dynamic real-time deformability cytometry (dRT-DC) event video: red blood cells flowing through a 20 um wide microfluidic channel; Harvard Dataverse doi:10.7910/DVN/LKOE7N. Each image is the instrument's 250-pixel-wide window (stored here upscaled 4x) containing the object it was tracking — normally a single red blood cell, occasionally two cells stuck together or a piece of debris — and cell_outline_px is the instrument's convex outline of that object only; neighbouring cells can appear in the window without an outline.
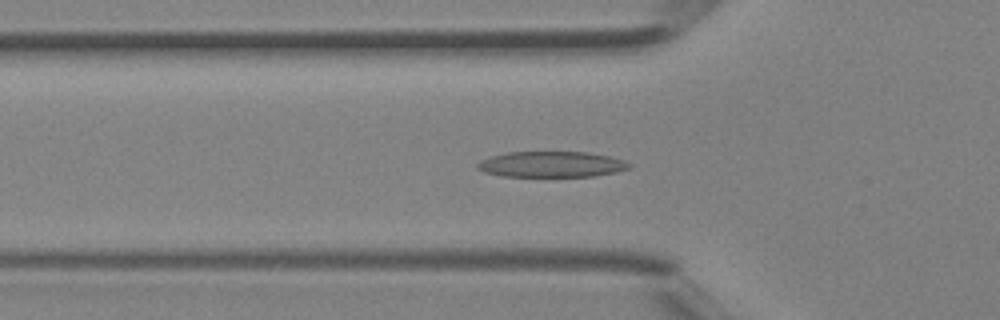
{"species": "Egyptian fruit bat (a non-hibernating species)", "species_latin": "Rousettus aegyptiacus", "temperature_condition": "room temperature", "stored_images_in_passage": 41, "camera_frame_rate_fps": 3000, "um_per_image_px": 0.085, "animal": {"sex": "female"}, "frame": {"image": 1, "passage_image": 14, "time_ms": 4.333, "image_size_px": [1000, 320], "cell_outline_px": [[632, 168], [616, 172], [592, 176], [500, 176], [484, 172], [476, 168], [476, 164], [480, 160], [492, 156], [508, 152], [588, 152], [608, 156], [624, 160], [632, 164]], "centroid_in_image_um": [46.88, 13.97], "position_along_channel_um": 78.9, "area_um2": 22.83}}
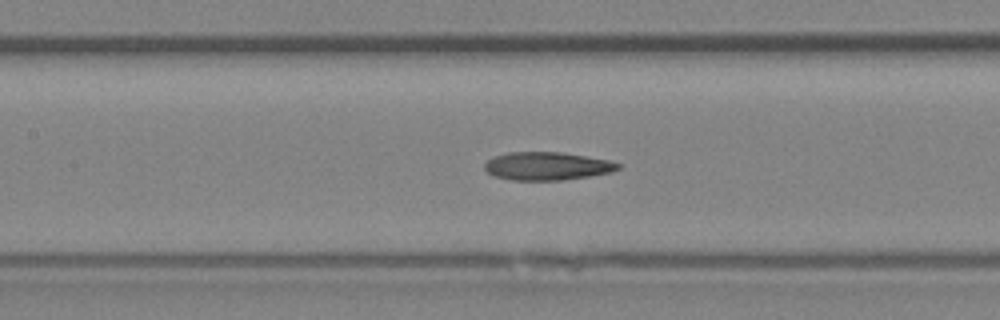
{"frame": {"image": 2, "passage_image": 19, "time_ms": 6.0, "image_size_px": [1000, 320], "cell_outline_px": [[620, 168], [612, 172], [564, 180], [512, 180], [492, 176], [484, 168], [484, 164], [488, 160], [496, 156], [508, 152], [560, 152], [608, 160], [620, 164]], "centroid_in_image_um": [46.48, 14.12], "position_along_channel_um": 160.9, "area_um2": 21.73}}
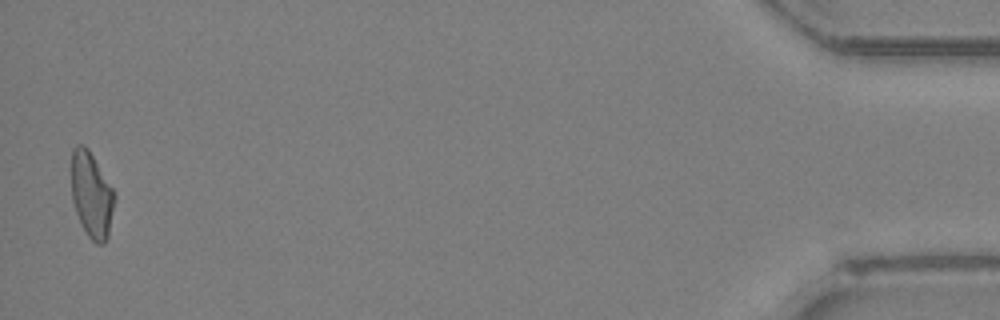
{"frame": {"image": 3, "passage_image": 41, "time_ms": 13.333, "image_size_px": [1000, 320], "cell_outline_px": [[116, 196], [108, 236], [104, 244], [96, 244], [88, 236], [76, 212], [72, 200], [72, 148], [76, 144], [84, 144], [88, 148], [112, 188]], "centroid_in_image_um": [7.78, 16.55], "position_along_channel_um": 427.4, "area_um2": 21.33}}